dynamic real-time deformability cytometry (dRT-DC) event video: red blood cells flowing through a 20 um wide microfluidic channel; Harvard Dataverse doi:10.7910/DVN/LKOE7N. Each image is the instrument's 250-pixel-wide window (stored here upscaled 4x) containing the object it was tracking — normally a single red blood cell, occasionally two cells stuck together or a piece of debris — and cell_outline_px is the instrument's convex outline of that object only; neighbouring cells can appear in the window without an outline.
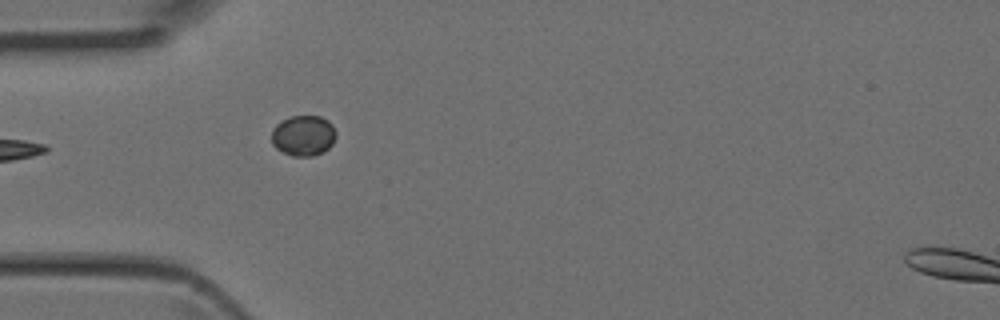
{"species": "Egyptian fruit bat (a non-hibernating species)", "species_latin": "Rousettus aegyptiacus", "temperature_condition": "room temperature", "stored_images_in_passage": 2, "camera_frame_rate_fps": 3000, "um_per_image_px": 0.085, "animal": {"sex": "female"}, "frame": {"image": 1, "passage_image": 2, "time_ms": 0.333, "image_size_px": [1000, 320], "cell_outline_px": [[336, 136], [332, 144], [324, 152], [312, 156], [292, 156], [276, 148], [272, 144], [272, 132], [276, 124], [292, 116], [320, 116], [328, 120], [332, 124], [336, 132]], "centroid_in_image_um": [25.81, 11.53], "position_along_channel_um": 59.2, "area_um2": 15.2}}